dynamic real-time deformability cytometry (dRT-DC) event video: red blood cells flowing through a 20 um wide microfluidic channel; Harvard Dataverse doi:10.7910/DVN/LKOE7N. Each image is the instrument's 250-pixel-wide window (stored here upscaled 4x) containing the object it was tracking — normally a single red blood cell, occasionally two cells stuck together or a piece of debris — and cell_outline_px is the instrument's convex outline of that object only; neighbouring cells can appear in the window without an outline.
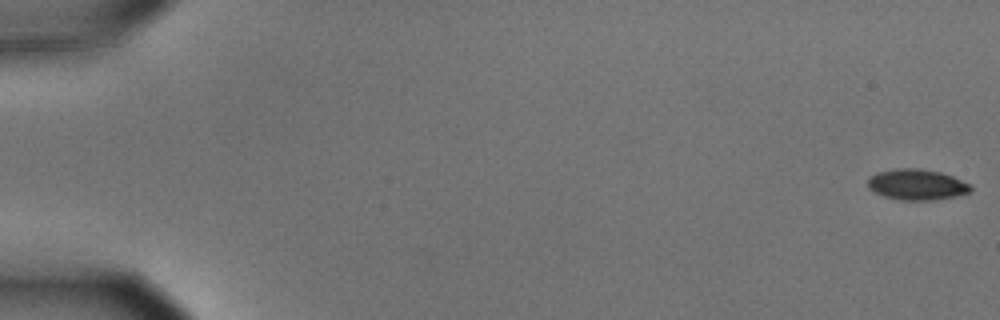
{"species": "common noctule bat (a hibernating species)", "species_latin": "Nyctalus noctula", "temperature_condition": "cold", "stored_images_in_passage": 57, "camera_frame_rate_fps": 3000, "um_per_image_px": 0.085, "animal": {"sex": "male", "body_mass_g": 15.6}, "frame": {"image": 1, "passage_image": 1, "time_ms": 0.0, "image_size_px": [1000, 320], "cell_outline_px": [[972, 188], [968, 192], [952, 196], [928, 200], [900, 200], [884, 196], [868, 188], [868, 176], [876, 172], [896, 168], [920, 168], [940, 172], [952, 176], [972, 184]], "centroid_in_image_um": [77.89, 15.66], "position_along_channel_um": 7.1, "area_um2": 18.38}}
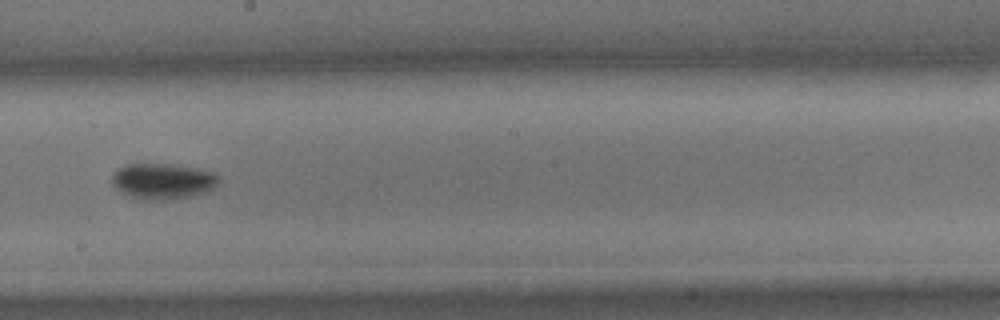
{"frame": {"image": 2, "passage_image": 33, "time_ms": 10.667, "image_size_px": [1000, 320], "cell_outline_px": [[220, 180], [212, 188], [204, 192], [192, 196], [168, 200], [144, 200], [132, 196], [116, 188], [112, 184], [112, 176], [120, 168], [128, 164], [168, 164], [196, 168], [212, 172], [220, 176]], "centroid_in_image_um": [13.86, 15.4], "position_along_channel_um": 234.3, "area_um2": 21.96}}
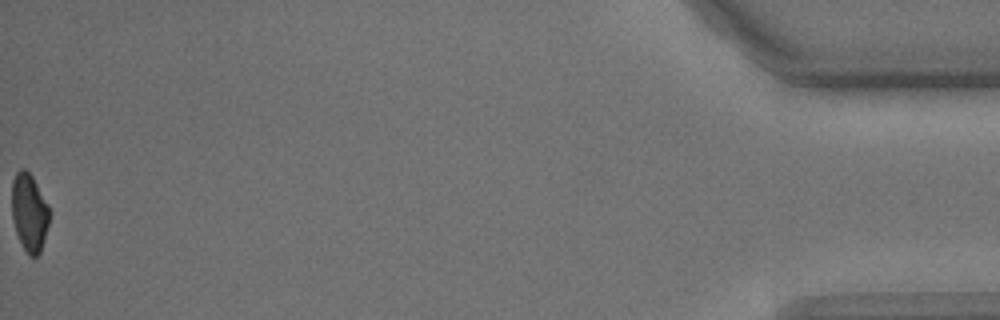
{"frame": {"image": 3, "passage_image": 57, "time_ms": 18.667, "image_size_px": [1000, 320], "cell_outline_px": [[48, 224], [44, 240], [40, 252], [36, 256], [28, 256], [16, 232], [12, 220], [12, 180], [16, 172], [20, 168], [24, 168], [32, 176], [48, 208]], "centroid_in_image_um": [2.45, 18.06], "position_along_channel_um": 432.7, "area_um2": 16.65}, "authors_computed_cell_mechanics": {"area_um2": 19.2474, "velocity_mm_per_s": 3.6296, "shape_relaxation_time_tau1_ms": 2.4455, "shape_relaxation_time_tau2_ms": null, "deformation_change_tau1": 0.0974, "deformation_change_tau2": null}}